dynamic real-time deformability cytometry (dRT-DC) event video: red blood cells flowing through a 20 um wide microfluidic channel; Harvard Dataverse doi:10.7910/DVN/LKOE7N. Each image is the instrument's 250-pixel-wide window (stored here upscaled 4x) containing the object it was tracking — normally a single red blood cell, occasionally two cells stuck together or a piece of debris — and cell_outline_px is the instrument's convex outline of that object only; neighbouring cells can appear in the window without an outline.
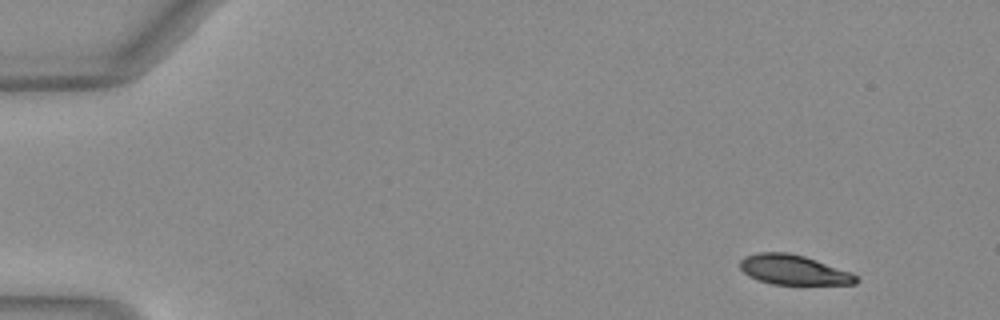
{"species": "Egyptian fruit bat (a non-hibernating species)", "species_latin": "Rousettus aegyptiacus", "temperature_condition": "warm", "stored_images_in_passage": 47, "camera_frame_rate_fps": 3000, "um_per_image_px": 0.085, "animal": {"sex": "female"}, "frame": {"image": 1, "passage_image": 1, "time_ms": 0.0, "image_size_px": [1000, 320], "cell_outline_px": [[860, 280], [856, 284], [772, 284], [748, 276], [740, 268], [740, 260], [744, 256], [756, 252], [788, 252], [804, 256], [852, 272]], "centroid_in_image_um": [67.45, 22.93], "position_along_channel_um": 17.6, "area_um2": 20.17}}
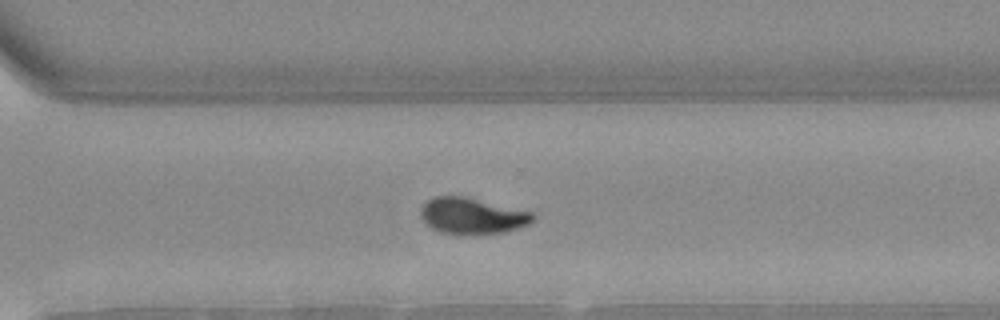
{"frame": {"image": 2, "passage_image": 33, "time_ms": 10.667, "image_size_px": [1000, 320], "cell_outline_px": [[536, 216], [528, 224], [504, 232], [440, 232], [432, 228], [420, 216], [420, 208], [428, 200], [436, 196], [468, 196], [532, 212]], "centroid_in_image_um": [40.13, 18.29], "position_along_channel_um": 330.5, "area_um2": 23.0}}
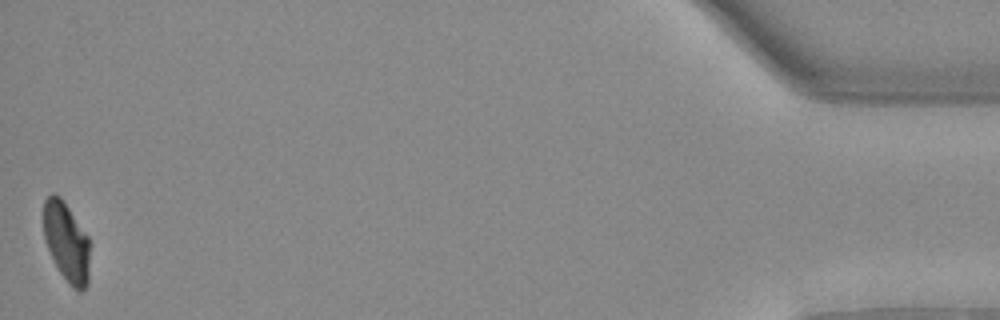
{"frame": {"image": 3, "passage_image": 47, "time_ms": 15.333, "image_size_px": [1000, 320], "cell_outline_px": [[88, 284], [80, 292], [72, 288], [68, 284], [60, 272], [44, 240], [44, 200], [52, 192], [60, 196], [88, 236]], "centroid_in_image_um": [5.64, 20.57], "position_along_channel_um": 429.6, "area_um2": 21.1}, "authors_computed_cell_mechanics": {"area_um2": 22.831, "velocity_mm_per_s": 4.0414, "shape_relaxation_time_tau1_ms": 3.2833, "shape_relaxation_time_tau2_ms": 1.5414, "deformation_change_tau1": 0.1527, "deformation_change_tau2": 0.0526}}